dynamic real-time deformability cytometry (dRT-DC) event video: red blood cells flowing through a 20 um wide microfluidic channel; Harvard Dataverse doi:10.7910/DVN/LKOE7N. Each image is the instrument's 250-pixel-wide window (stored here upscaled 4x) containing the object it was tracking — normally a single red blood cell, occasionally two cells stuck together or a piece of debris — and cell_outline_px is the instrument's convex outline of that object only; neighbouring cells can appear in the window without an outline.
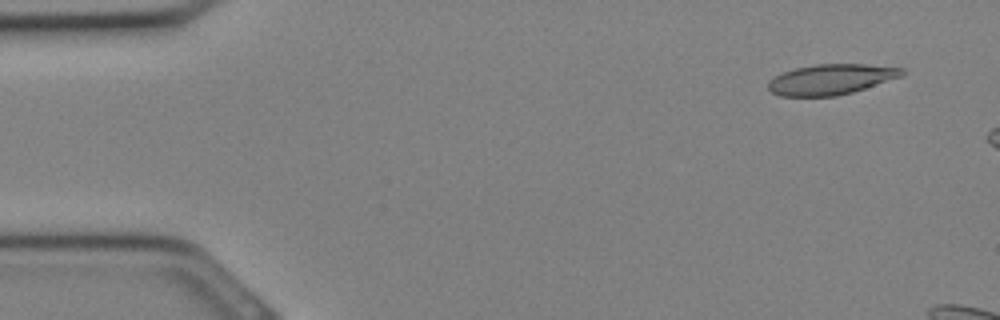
{"species": "Egyptian fruit bat (a non-hibernating species)", "species_latin": "Rousettus aegyptiacus", "temperature_condition": "cold", "stored_images_in_passage": 6, "camera_frame_rate_fps": 3000, "um_per_image_px": 0.085, "animal": {"sex": "female"}, "frame": {"image": 1, "passage_image": 2, "time_ms": 0.333, "image_size_px": [1000, 320], "cell_outline_px": [[904, 76], [852, 92], [836, 96], [780, 96], [772, 92], [768, 88], [768, 84], [780, 72], [796, 68], [816, 64], [864, 64], [904, 68]], "centroid_in_image_um": [70.66, 6.74], "position_along_channel_um": 14.3, "area_um2": 23.64}}